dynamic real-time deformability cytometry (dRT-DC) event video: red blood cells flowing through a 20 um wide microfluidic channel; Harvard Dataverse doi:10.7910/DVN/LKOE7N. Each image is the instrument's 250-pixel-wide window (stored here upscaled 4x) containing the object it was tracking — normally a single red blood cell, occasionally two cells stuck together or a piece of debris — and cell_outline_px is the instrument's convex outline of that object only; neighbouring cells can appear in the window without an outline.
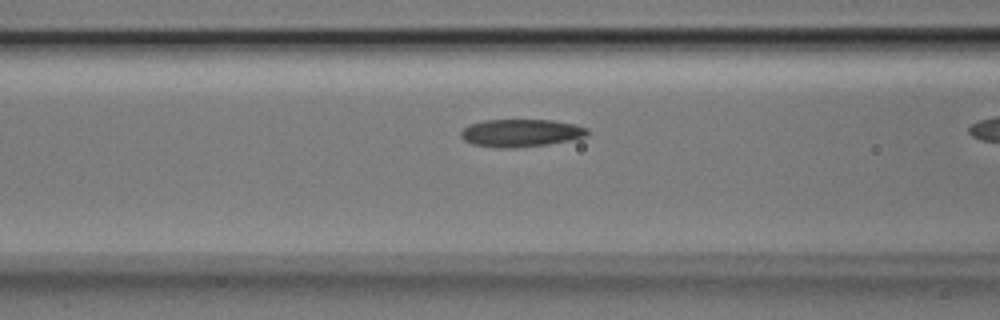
{"species": "Egyptian fruit bat (a non-hibernating species)", "species_latin": "Rousettus aegyptiacus", "temperature_condition": "room temperature", "stored_images_in_passage": 21, "camera_frame_rate_fps": 3000, "um_per_image_px": 0.085, "animal": {"sex": "male"}, "frame": {"image": 1, "passage_image": 10, "time_ms": 3.0, "image_size_px": [1000, 320], "cell_outline_px": [[588, 136], [548, 144], [512, 148], [496, 148], [472, 144], [464, 140], [460, 136], [460, 132], [468, 124], [484, 120], [552, 120], [576, 124], [588, 128]], "centroid_in_image_um": [44.25, 11.3], "position_along_channel_um": 122.3, "area_um2": 20.52}}